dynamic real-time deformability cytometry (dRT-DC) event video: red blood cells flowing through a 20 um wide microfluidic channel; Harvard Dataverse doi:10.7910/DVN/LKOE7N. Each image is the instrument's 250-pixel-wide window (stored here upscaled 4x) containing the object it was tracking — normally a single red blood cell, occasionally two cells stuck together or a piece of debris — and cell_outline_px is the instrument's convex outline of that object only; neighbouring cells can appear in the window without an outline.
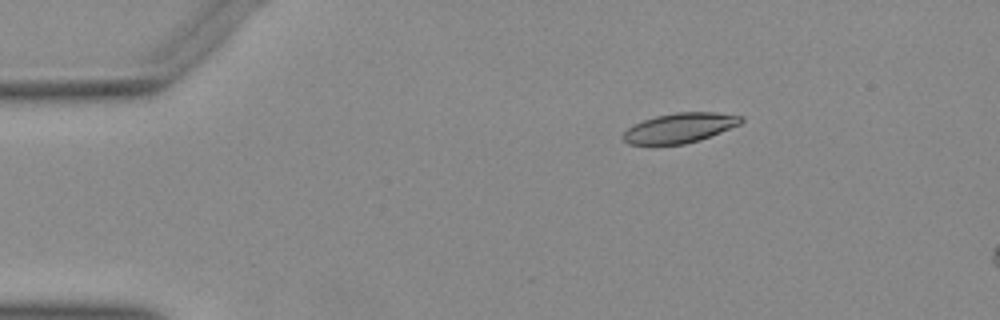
{"species": "Egyptian fruit bat (a non-hibernating species)", "species_latin": "Rousettus aegyptiacus", "temperature_condition": "warm", "stored_images_in_passage": 15, "camera_frame_rate_fps": 3000, "um_per_image_px": 0.085, "animal": {"sex": "female"}, "frame": {"image": 1, "passage_image": 9, "time_ms": 2.667, "image_size_px": [1000, 320], "cell_outline_px": [[744, 120], [740, 124], [700, 140], [684, 144], [628, 144], [620, 136], [632, 124], [656, 116], [676, 112], [716, 112], [744, 116]], "centroid_in_image_um": [57.78, 10.86], "position_along_channel_um": 27.2, "area_um2": 20.46}}